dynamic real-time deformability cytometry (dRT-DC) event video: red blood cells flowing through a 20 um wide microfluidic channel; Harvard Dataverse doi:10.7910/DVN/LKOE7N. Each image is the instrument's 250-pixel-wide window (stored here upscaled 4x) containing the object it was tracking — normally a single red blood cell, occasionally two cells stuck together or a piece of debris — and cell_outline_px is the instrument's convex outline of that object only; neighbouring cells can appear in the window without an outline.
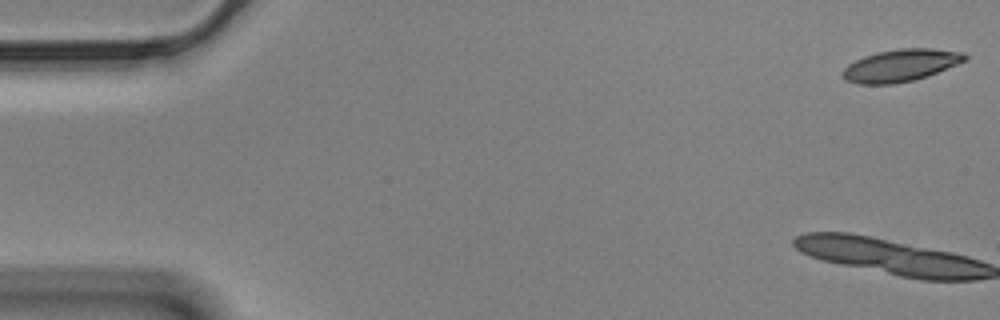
{"species": "Egyptian fruit bat (a non-hibernating species)", "species_latin": "Rousettus aegyptiacus", "temperature_condition": "cold", "stored_images_in_passage": 12, "camera_frame_rate_fps": 3000, "um_per_image_px": 0.085, "animal": {"sex": "male"}, "frame": {"image": 1, "passage_image": 1, "time_ms": 0.0, "image_size_px": [1000, 320], "cell_outline_px": [[968, 60], [928, 76], [896, 84], [856, 84], [844, 80], [844, 68], [848, 64], [864, 56], [876, 52], [900, 48], [932, 48], [964, 52], [968, 56]], "centroid_in_image_um": [76.59, 5.55], "position_along_channel_um": 8.4, "area_um2": 23.12}}